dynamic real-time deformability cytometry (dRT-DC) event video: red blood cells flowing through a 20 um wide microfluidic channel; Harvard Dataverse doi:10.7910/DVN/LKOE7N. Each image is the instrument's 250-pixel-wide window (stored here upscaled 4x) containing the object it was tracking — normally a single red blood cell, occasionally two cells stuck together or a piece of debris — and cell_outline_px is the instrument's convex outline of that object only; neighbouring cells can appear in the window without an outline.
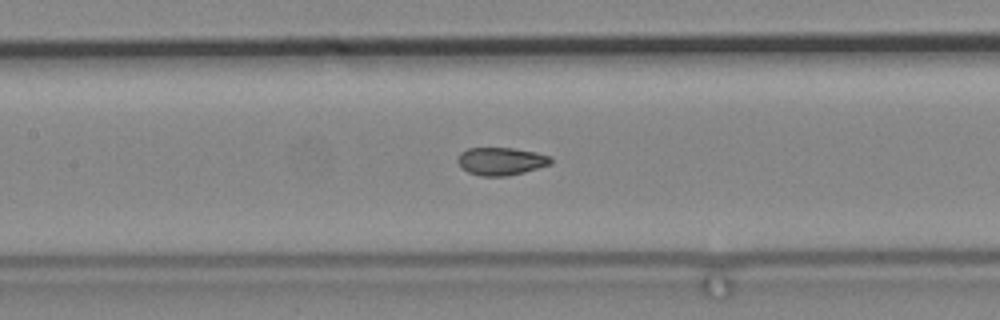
{"species": "common noctule bat (a hibernating species)", "species_latin": "Nyctalus noctula", "temperature_condition": "cold", "stored_images_in_passage": 83, "segment_of_instrument_passage": [2, 2], "camera_frame_rate_fps": 3000, "um_per_image_px": 0.085, "animal": {"sex": "male", "body_mass_g": 19.2, "forearm_length_mm": 51.8}, "frame": {"image": 1, "passage_image": 46, "time_ms": 15.0, "image_size_px": [1000, 320], "cell_outline_px": [[552, 164], [524, 172], [508, 176], [480, 176], [468, 172], [456, 160], [460, 152], [468, 148], [512, 148], [536, 152], [552, 156]], "centroid_in_image_um": [42.61, 13.7], "position_along_channel_um": 164.8, "area_um2": 15.14}}
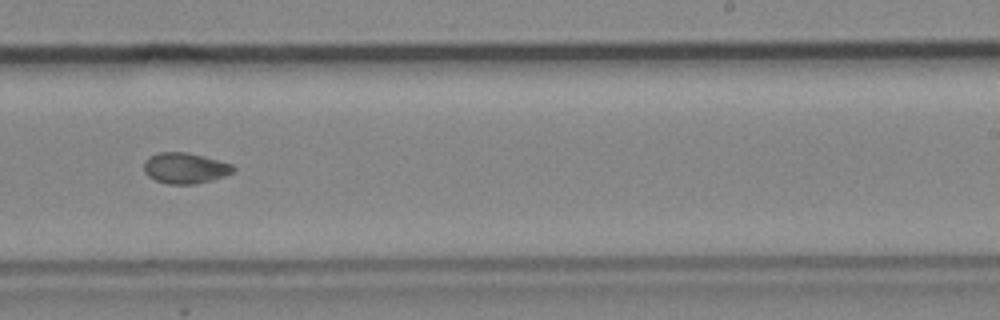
{"frame": {"image": 2, "passage_image": 57, "time_ms": 18.667, "image_size_px": [1000, 320], "cell_outline_px": [[236, 168], [232, 172], [224, 176], [212, 180], [196, 184], [168, 184], [156, 180], [148, 176], [144, 172], [144, 160], [148, 156], [156, 152], [188, 152], [232, 164]], "centroid_in_image_um": [15.7, 14.28], "position_along_channel_um": 273.3, "area_um2": 16.13}}
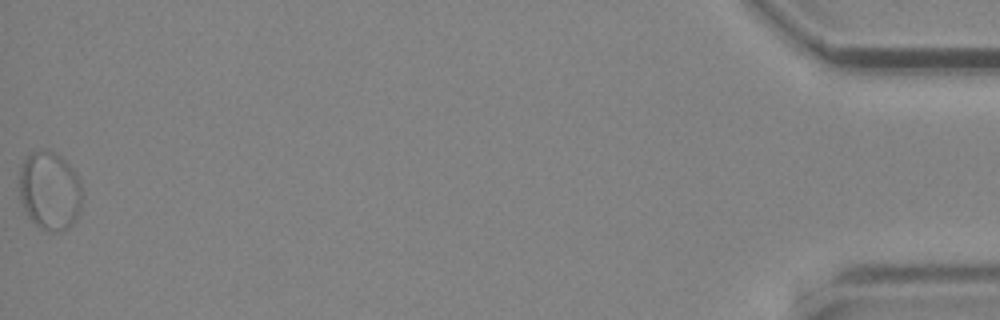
{"frame": {"image": 3, "passage_image": 83, "time_ms": 27.333, "image_size_px": [1000, 320], "cell_outline_px": [[84, 192], [80, 208], [72, 224], [68, 228], [60, 232], [52, 232], [36, 224], [28, 216], [20, 200], [20, 168], [24, 160], [32, 152], [44, 148], [48, 148], [56, 152], [76, 172], [80, 180]], "centroid_in_image_um": [4.26, 16.18], "position_along_channel_um": 430.9, "area_um2": 29.02}}